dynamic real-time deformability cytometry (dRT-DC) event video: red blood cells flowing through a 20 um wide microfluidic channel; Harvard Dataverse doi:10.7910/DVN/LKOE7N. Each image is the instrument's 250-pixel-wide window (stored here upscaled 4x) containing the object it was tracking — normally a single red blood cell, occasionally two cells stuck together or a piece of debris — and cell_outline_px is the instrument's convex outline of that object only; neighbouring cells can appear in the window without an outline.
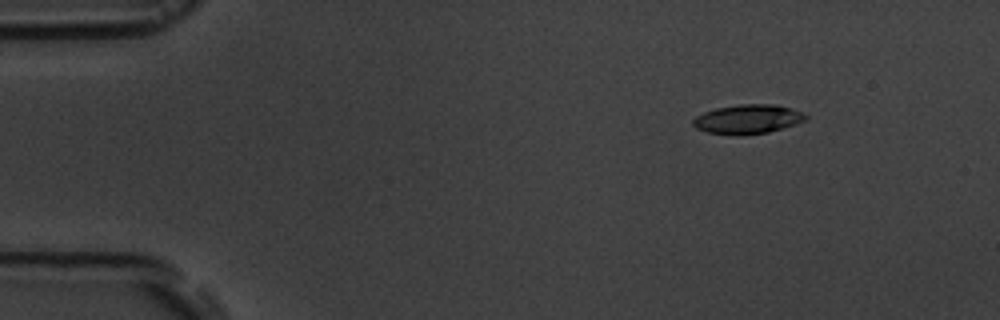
{"species": "common noctule bat (a hibernating species)", "species_latin": "Nyctalus noctula", "temperature_condition": "room temperature", "stored_images_in_passage": 7, "camera_frame_rate_fps": 3000, "um_per_image_px": 0.085, "animal": {"sex": "male", "body_mass_g": 19.5, "forearm_length_mm": 54.6}, "frame": {"image": 1, "passage_image": 3, "time_ms": 2.333, "image_size_px": [1000, 320], "cell_outline_px": [[808, 120], [796, 124], [768, 132], [708, 132], [696, 128], [692, 124], [692, 120], [696, 116], [704, 112], [716, 108], [740, 104], [776, 104], [792, 108], [808, 116]], "centroid_in_image_um": [63.61, 10.07], "position_along_channel_um": 21.4, "area_um2": 18.44}}
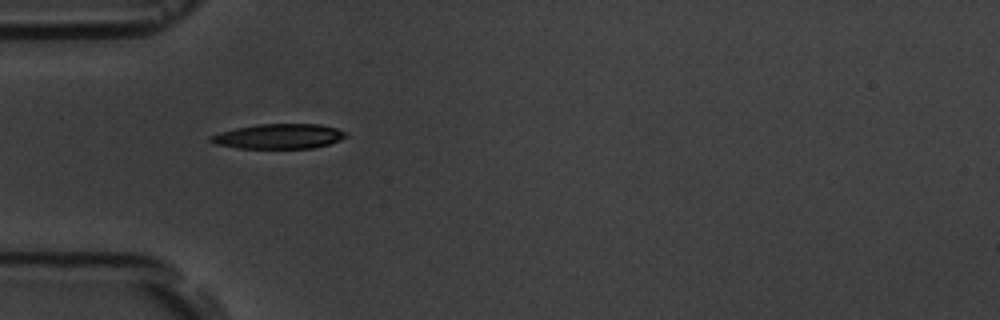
{"frame": {"image": 2, "passage_image": 6, "time_ms": 5.667, "image_size_px": [1000, 320], "cell_outline_px": [[348, 136], [340, 140], [328, 144], [312, 148], [240, 148], [216, 144], [208, 140], [208, 136], [220, 132], [236, 128], [256, 124], [320, 124], [336, 128], [344, 132]], "centroid_in_image_um": [23.68, 11.58], "position_along_channel_um": 61.3, "area_um2": 19.54}}
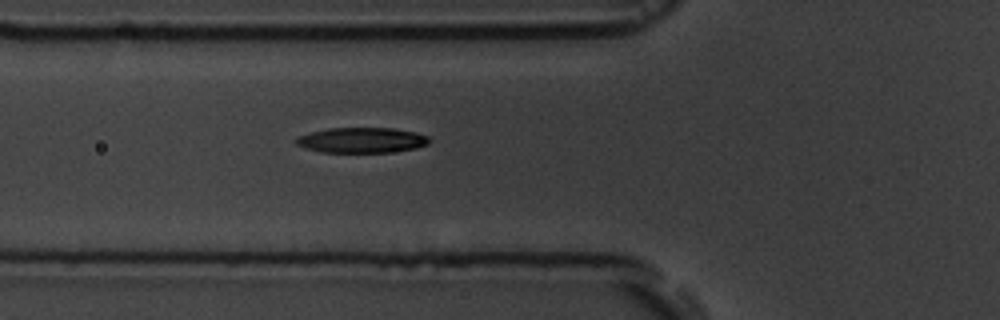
{"frame": {"image": 3, "passage_image": 7, "time_ms": 6.667, "image_size_px": [1000, 320], "cell_outline_px": [[432, 140], [428, 144], [416, 148], [388, 152], [320, 152], [304, 148], [296, 144], [296, 136], [328, 128], [392, 128], [416, 132], [428, 136]], "centroid_in_image_um": [30.75, 11.91], "position_along_channel_um": 95.0, "area_um2": 19.71}}